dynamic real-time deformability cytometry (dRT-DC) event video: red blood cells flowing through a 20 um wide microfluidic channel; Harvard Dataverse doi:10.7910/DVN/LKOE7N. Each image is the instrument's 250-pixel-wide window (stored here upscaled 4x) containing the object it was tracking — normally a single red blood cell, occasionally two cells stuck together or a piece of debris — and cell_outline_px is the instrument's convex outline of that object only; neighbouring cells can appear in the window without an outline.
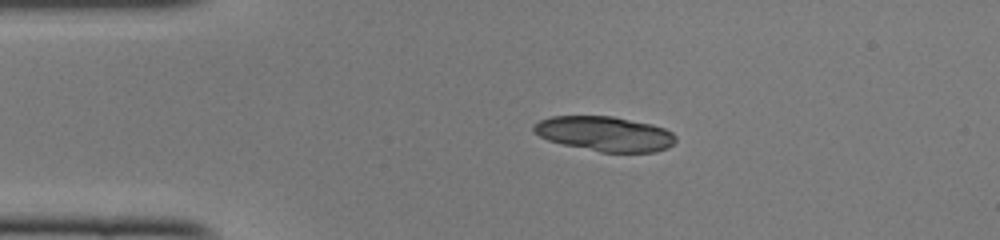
{"species": "common noctule bat (a hibernating species)", "species_latin": "Nyctalus noctula", "temperature_condition": "cold", "stored_images_in_passage": 25, "camera_frame_rate_fps": 3000, "um_per_image_px": 0.085, "animal": {"sex": "female", "body_mass_g": 22.0, "forearm_length_mm": 56.7}, "frame": {"image": 1, "passage_image": 1, "time_ms": 0.0, "image_size_px": [1000, 240], "cell_outline_px": [[676, 140], [668, 148], [656, 152], [600, 152], [564, 144], [548, 140], [532, 132], [532, 124], [540, 120], [552, 116], [612, 116], [652, 124], [664, 128], [672, 132], [676, 136]], "centroid_in_image_um": [51.4, 11.37], "position_along_channel_um": 33.6, "area_um2": 28.9}}